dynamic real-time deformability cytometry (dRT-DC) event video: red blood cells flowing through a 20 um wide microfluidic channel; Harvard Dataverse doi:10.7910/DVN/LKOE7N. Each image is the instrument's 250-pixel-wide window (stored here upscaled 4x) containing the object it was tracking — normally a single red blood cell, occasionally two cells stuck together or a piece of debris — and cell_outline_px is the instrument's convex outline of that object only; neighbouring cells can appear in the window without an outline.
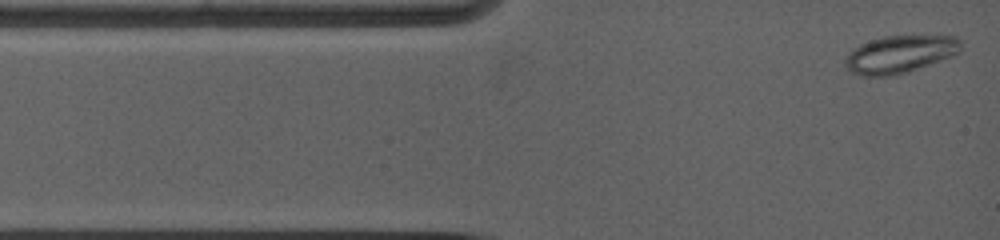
{"species": "common noctule bat (a hibernating species)", "species_latin": "Nyctalus noctula", "temperature_condition": "warm", "stored_images_in_passage": 6, "camera_frame_rate_fps": 5000, "um_per_image_px": 0.085, "animal": {"sex": "female", "body_mass_g": 19.0, "forearm_length_mm": 53.3}, "frame": {"image": 1, "passage_image": 1, "time_ms": 0.0, "image_size_px": [1000, 240], "cell_outline_px": [[960, 52], [952, 56], [908, 72], [896, 76], [860, 76], [848, 72], [844, 68], [844, 60], [848, 52], [860, 44], [884, 36], [956, 36], [960, 40]], "centroid_in_image_um": [76.43, 4.63], "position_along_channel_um": 8.6, "area_um2": 25.55}}
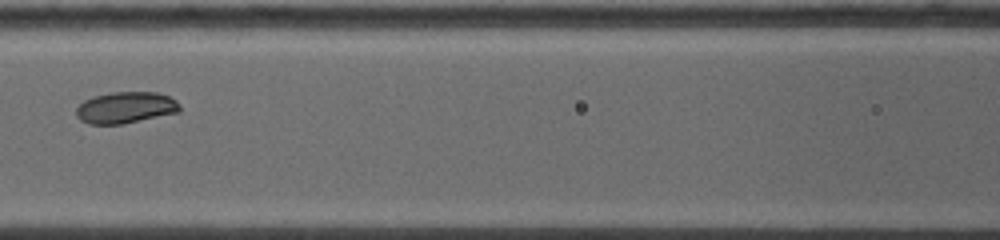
{"frame": {"image": 2, "passage_image": 5, "time_ms": 5.0, "image_size_px": [1000, 240], "cell_outline_px": [[180, 112], [120, 124], [92, 124], [76, 116], [76, 108], [84, 100], [92, 96], [112, 92], [156, 92], [168, 96], [176, 100], [180, 104]], "centroid_in_image_um": [10.69, 9.13], "position_along_channel_um": 155.9, "area_um2": 18.84}}
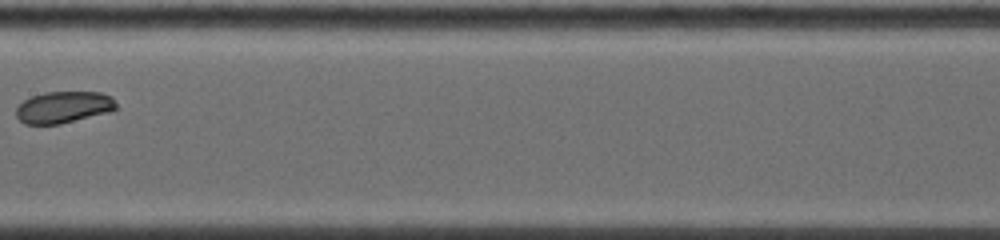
{"frame": {"image": 3, "passage_image": 6, "time_ms": 6.2, "image_size_px": [1000, 240], "cell_outline_px": [[116, 108], [104, 112], [56, 124], [24, 124], [16, 116], [16, 108], [24, 100], [32, 96], [44, 92], [100, 92], [112, 96], [116, 104]], "centroid_in_image_um": [5.34, 9.09], "position_along_channel_um": 202.1, "area_um2": 17.98}}